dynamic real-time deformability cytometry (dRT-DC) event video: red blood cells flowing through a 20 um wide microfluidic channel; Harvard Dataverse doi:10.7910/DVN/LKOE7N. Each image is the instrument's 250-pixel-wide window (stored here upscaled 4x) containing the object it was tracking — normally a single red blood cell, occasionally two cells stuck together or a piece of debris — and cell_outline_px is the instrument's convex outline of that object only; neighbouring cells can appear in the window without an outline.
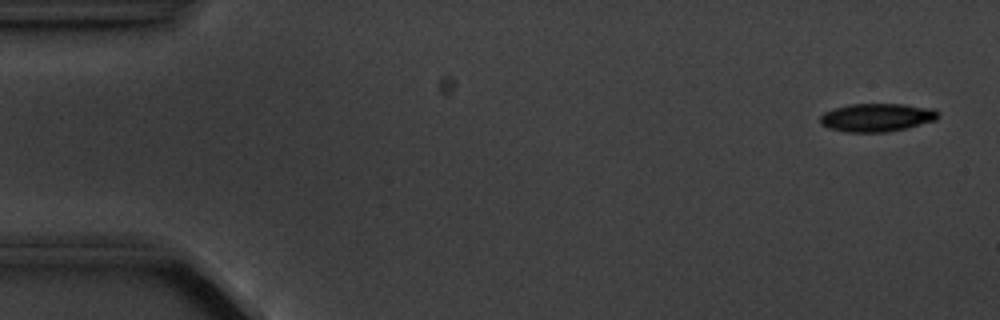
{"species": "common noctule bat (a hibernating species)", "species_latin": "Nyctalus noctula", "temperature_condition": "cold", "stored_images_in_passage": 6, "camera_frame_rate_fps": 3000, "um_per_image_px": 0.085, "animal": {"sex": "male", "body_mass_g": 20.1, "forearm_length_mm": 53.5}, "frame": {"image": 1, "passage_image": 1, "time_ms": 0.0, "image_size_px": [1000, 320], "cell_outline_px": [[940, 116], [936, 120], [904, 128], [884, 132], [844, 132], [828, 128], [820, 124], [820, 116], [824, 112], [848, 104], [904, 104], [932, 108], [940, 112]], "centroid_in_image_um": [74.52, 9.98], "position_along_channel_um": 10.5, "area_um2": 19.42}}
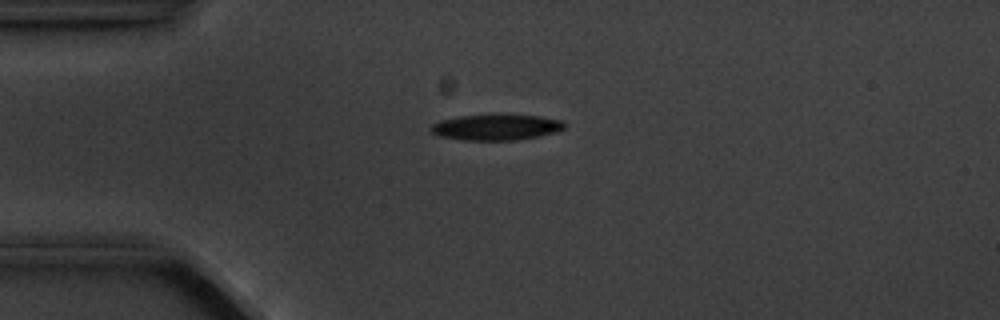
{"frame": {"image": 2, "passage_image": 4, "time_ms": 3.667, "image_size_px": [1000, 320], "cell_outline_px": [[568, 124], [564, 128], [556, 132], [540, 136], [516, 140], [460, 140], [440, 136], [432, 132], [432, 124], [440, 120], [460, 116], [492, 112], [496, 112], [540, 116], [564, 120]], "centroid_in_image_um": [42.24, 10.77], "position_along_channel_um": 42.8, "area_um2": 20.98}}
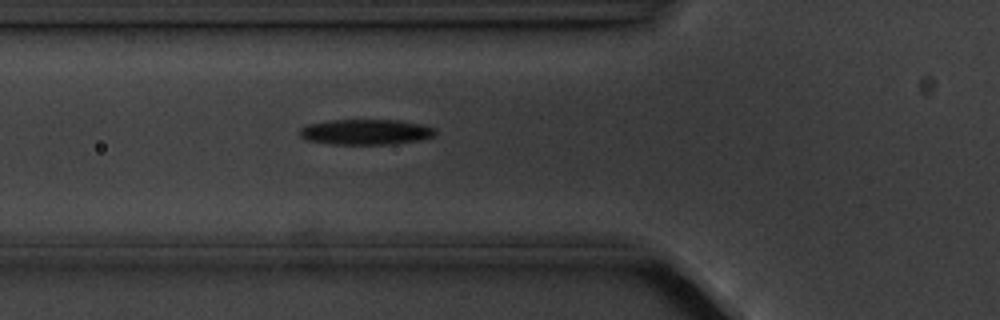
{"frame": {"image": 3, "passage_image": 6, "time_ms": 5.667, "image_size_px": [1000, 320], "cell_outline_px": [[436, 132], [432, 136], [420, 140], [388, 144], [332, 144], [308, 140], [300, 136], [300, 128], [308, 124], [328, 120], [400, 120], [420, 124], [436, 128]], "centroid_in_image_um": [31.08, 11.21], "position_along_channel_um": 94.7, "area_um2": 20.0}}